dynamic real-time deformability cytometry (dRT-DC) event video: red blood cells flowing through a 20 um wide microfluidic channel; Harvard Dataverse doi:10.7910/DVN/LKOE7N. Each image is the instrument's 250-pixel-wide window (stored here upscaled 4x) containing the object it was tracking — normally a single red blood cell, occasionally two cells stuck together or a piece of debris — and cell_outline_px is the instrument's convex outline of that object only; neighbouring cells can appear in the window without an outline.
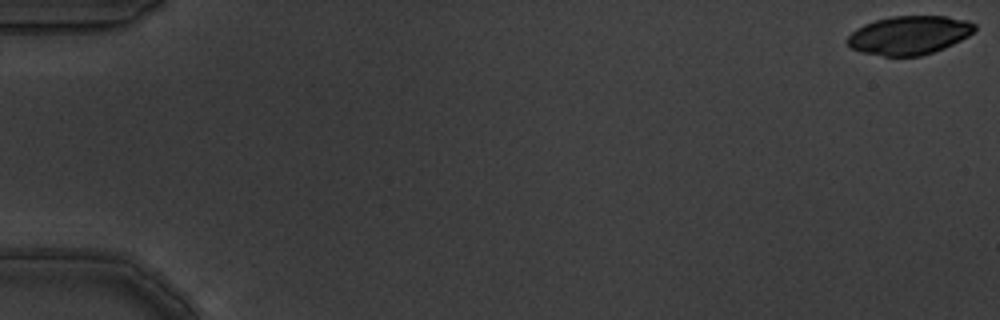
{"species": "common noctule bat (a hibernating species)", "species_latin": "Nyctalus noctula", "temperature_condition": "warm", "stored_images_in_passage": 5, "camera_frame_rate_fps": 3000, "um_per_image_px": 0.085, "animal": {"sex": "male", "body_mass_g": 19.5, "forearm_length_mm": 54.6}, "frame": {"image": 1, "passage_image": 1, "time_ms": 0.0, "image_size_px": [1000, 320], "cell_outline_px": [[976, 28], [968, 36], [944, 48], [920, 56], [884, 56], [860, 52], [852, 48], [844, 40], [856, 28], [864, 24], [876, 20], [892, 16], [948, 16], [968, 20], [976, 24]], "centroid_in_image_um": [77.27, 2.98], "position_along_channel_um": 7.7, "area_um2": 28.73}}